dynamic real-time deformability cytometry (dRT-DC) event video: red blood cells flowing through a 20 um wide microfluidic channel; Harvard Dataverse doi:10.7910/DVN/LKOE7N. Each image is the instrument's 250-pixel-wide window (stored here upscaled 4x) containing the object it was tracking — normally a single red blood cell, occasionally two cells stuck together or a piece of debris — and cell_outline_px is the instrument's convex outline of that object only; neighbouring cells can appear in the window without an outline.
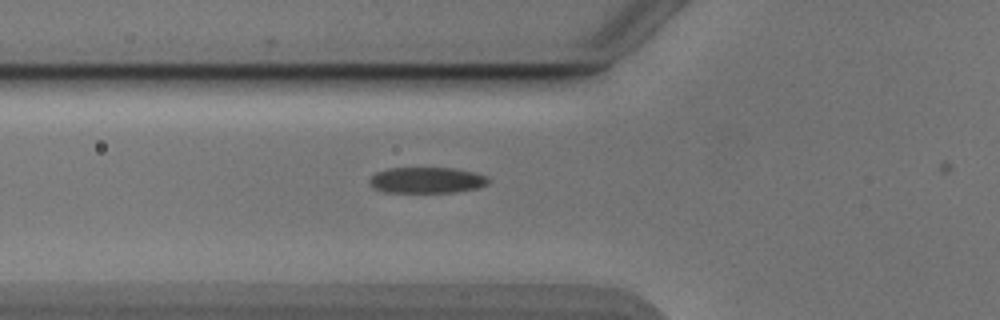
{"species": "Egyptian fruit bat (a non-hibernating species)", "species_latin": "Rousettus aegyptiacus", "temperature_condition": "cold", "stored_images_in_passage": 39, "camera_frame_rate_fps": 3000, "um_per_image_px": 0.085, "animal": {"sex": "male"}, "frame": {"image": 1, "passage_image": 15, "time_ms": 4.667, "image_size_px": [1000, 320], "cell_outline_px": [[488, 184], [476, 188], [452, 192], [384, 192], [372, 188], [368, 180], [376, 172], [388, 168], [456, 168], [476, 172], [488, 176]], "centroid_in_image_um": [36.26, 15.31], "position_along_channel_um": 89.5, "area_um2": 18.09}}
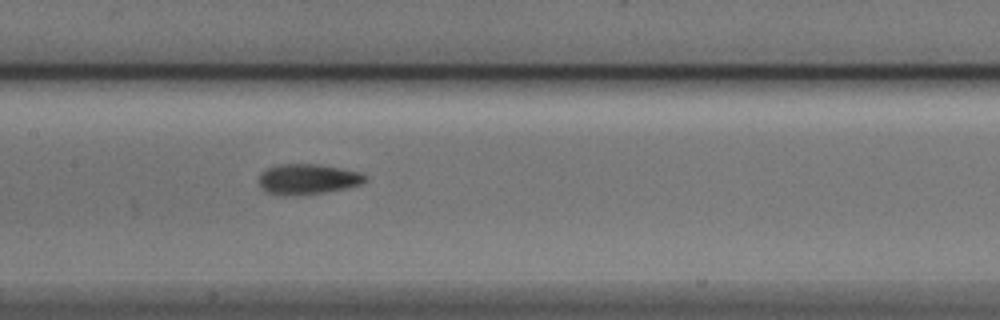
{"frame": {"image": 2, "passage_image": 22, "time_ms": 7.0, "image_size_px": [1000, 320], "cell_outline_px": [[368, 180], [360, 184], [344, 188], [324, 192], [292, 196], [280, 196], [268, 192], [260, 184], [260, 172], [268, 168], [280, 164], [316, 164], [340, 168], [360, 172], [368, 176]], "centroid_in_image_um": [26.17, 15.23], "position_along_channel_um": 181.2, "area_um2": 18.73}}
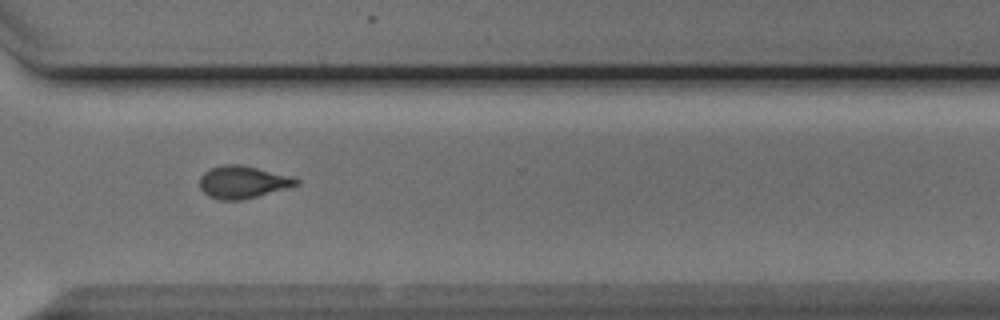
{"frame": {"image": 3, "passage_image": 35, "time_ms": 11.333, "image_size_px": [1000, 320], "cell_outline_px": [[300, 184], [256, 196], [240, 200], [220, 200], [208, 196], [200, 188], [200, 176], [204, 172], [212, 168], [224, 164], [244, 164], [288, 176], [300, 180]], "centroid_in_image_um": [20.6, 15.47], "position_along_channel_um": 350.0, "area_um2": 18.03}}